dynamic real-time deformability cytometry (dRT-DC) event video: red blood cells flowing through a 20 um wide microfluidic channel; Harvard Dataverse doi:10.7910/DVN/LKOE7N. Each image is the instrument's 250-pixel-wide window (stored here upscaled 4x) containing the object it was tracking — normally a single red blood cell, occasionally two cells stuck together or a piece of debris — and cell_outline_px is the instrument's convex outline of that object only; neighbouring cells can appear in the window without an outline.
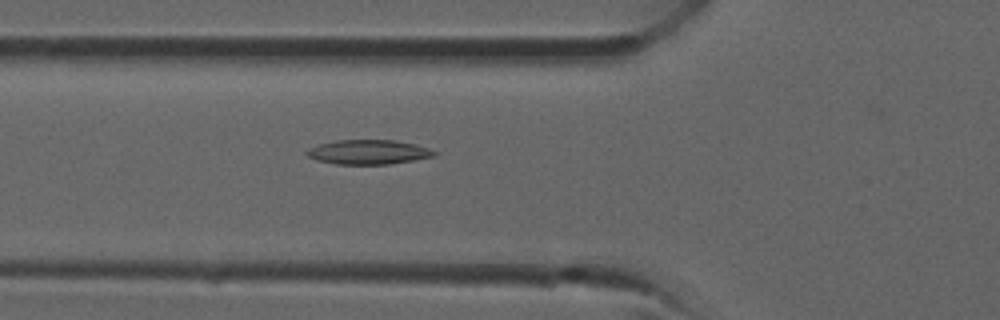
{"species": "common noctule bat (a hibernating species)", "species_latin": "Nyctalus noctula", "temperature_condition": "room temperature", "stored_images_in_passage": 25, "camera_frame_rate_fps": 3000, "um_per_image_px": 0.085, "animal": {"sex": "male", "forearm_length_mm": 52.5}, "frame": {"image": 1, "passage_image": 4, "time_ms": 1.0, "image_size_px": [1000, 320], "cell_outline_px": [[436, 156], [388, 164], [336, 164], [316, 160], [308, 156], [304, 152], [308, 148], [320, 144], [336, 140], [392, 140], [416, 144], [428, 148], [436, 152]], "centroid_in_image_um": [31.29, 12.92], "position_along_channel_um": 94.5, "area_um2": 18.09}}
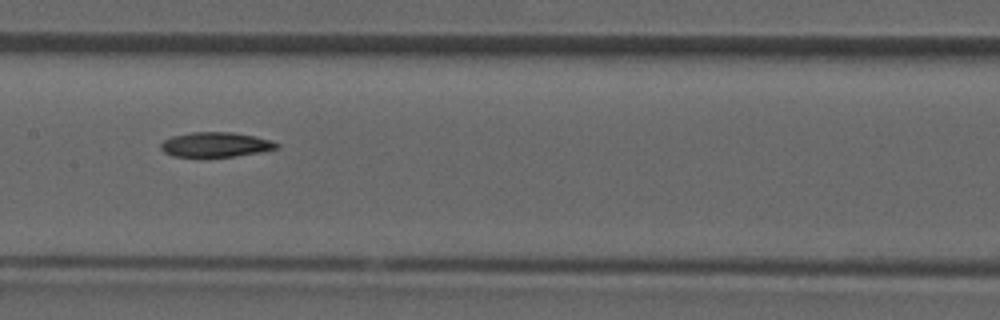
{"frame": {"image": 2, "passage_image": 9, "time_ms": 2.667, "image_size_px": [1000, 320], "cell_outline_px": [[280, 148], [260, 152], [236, 156], [172, 156], [164, 152], [160, 148], [160, 144], [164, 140], [172, 136], [192, 132], [232, 132], [256, 136], [272, 140], [280, 144]], "centroid_in_image_um": [18.37, 12.28], "position_along_channel_um": 189.0, "area_um2": 16.76}}
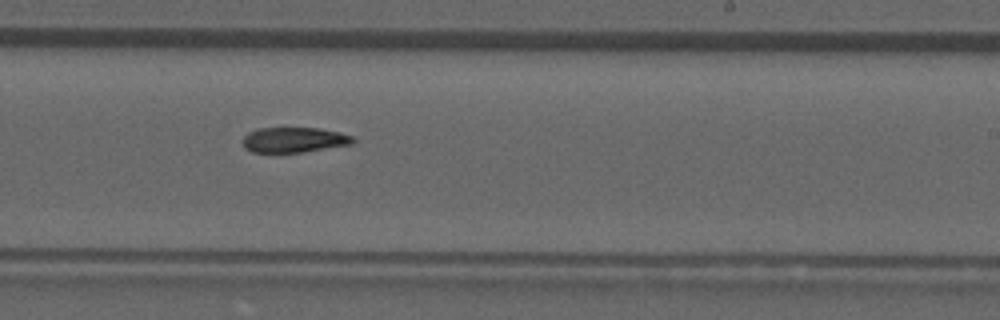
{"frame": {"image": 3, "passage_image": 13, "time_ms": 4.0, "image_size_px": [1000, 320], "cell_outline_px": [[356, 140], [352, 144], [304, 152], [252, 152], [244, 148], [244, 136], [248, 132], [256, 128], [320, 128], [340, 132], [352, 136]], "centroid_in_image_um": [25.01, 11.88], "position_along_channel_um": 264.0, "area_um2": 16.24}}